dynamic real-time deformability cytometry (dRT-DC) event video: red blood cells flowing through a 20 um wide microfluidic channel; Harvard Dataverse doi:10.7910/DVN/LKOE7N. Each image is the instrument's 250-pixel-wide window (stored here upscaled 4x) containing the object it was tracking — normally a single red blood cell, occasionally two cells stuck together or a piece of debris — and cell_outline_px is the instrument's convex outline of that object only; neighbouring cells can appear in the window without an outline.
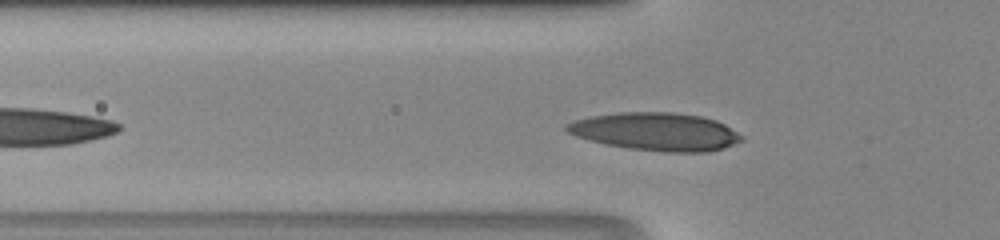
{"species": "human", "species_latin": "Homo sapiens", "temperature_condition": "room temperature", "stored_images_in_passage": 29, "camera_frame_rate_fps": 3000, "um_per_image_px": 0.085, "donor": {"sex": "male"}, "frame": {"image": 1, "passage_image": 5, "time_ms": 1.333, "image_size_px": [1000, 240], "cell_outline_px": [[744, 140], [724, 148], [708, 152], [664, 152], [628, 148], [588, 140], [576, 136], [568, 132], [564, 128], [564, 124], [576, 120], [592, 116], [616, 112], [672, 112], [700, 116], [716, 120], [724, 124], [744, 136]], "centroid_in_image_um": [55.77, 11.19], "position_along_channel_um": 70.0, "area_um2": 38.73}}